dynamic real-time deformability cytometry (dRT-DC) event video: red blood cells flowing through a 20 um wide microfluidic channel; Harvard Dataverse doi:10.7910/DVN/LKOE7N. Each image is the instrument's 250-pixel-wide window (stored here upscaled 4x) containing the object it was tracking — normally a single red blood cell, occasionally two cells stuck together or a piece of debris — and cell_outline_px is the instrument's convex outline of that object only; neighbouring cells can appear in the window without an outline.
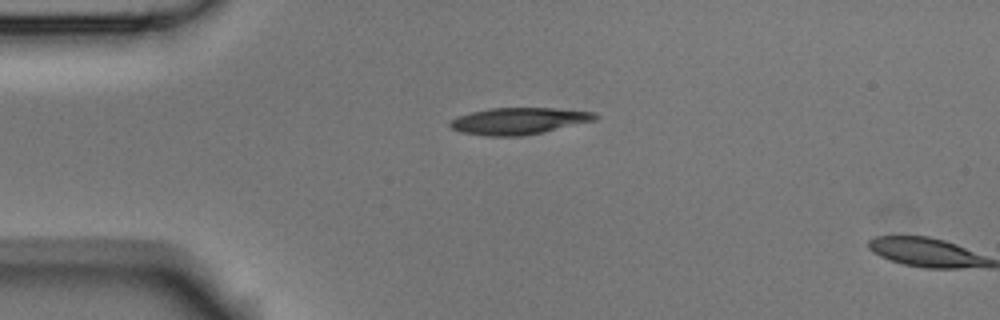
{"species": "Egyptian fruit bat (a non-hibernating species)", "species_latin": "Rousettus aegyptiacus", "temperature_condition": "room temperature", "stored_images_in_passage": 2, "camera_frame_rate_fps": 3000, "um_per_image_px": 0.085, "animal": {"sex": "male"}, "frame": {"image": 1, "passage_image": 1, "time_ms": 0.0, "image_size_px": [1000, 320], "cell_outline_px": [[600, 116], [596, 120], [544, 132], [520, 136], [484, 136], [460, 132], [452, 128], [448, 124], [456, 116], [488, 108], [552, 108], [592, 112]], "centroid_in_image_um": [44.07, 10.29], "position_along_channel_um": 40.9, "area_um2": 22.6}}